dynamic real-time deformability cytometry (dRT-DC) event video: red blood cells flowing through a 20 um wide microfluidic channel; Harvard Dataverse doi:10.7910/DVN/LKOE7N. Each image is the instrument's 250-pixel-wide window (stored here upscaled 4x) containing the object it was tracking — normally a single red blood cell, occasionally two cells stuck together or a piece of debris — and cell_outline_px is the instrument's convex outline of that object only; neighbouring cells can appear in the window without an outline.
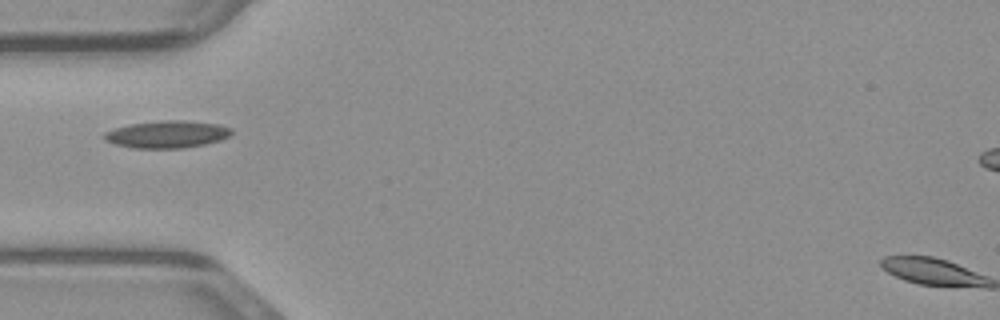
{"species": "common noctule bat (a hibernating species)", "species_latin": "Nyctalus noctula", "temperature_condition": "warm", "stored_images_in_passage": 13, "camera_frame_rate_fps": 3000, "um_per_image_px": 0.085, "animal": {"sex": "male", "body_mass_g": 23.1, "forearm_length_mm": 52.7}, "frame": {"image": 1, "passage_image": 1, "time_ms": 0.0, "image_size_px": [1000, 320], "cell_outline_px": [[232, 132], [228, 136], [220, 140], [204, 144], [180, 148], [132, 148], [116, 144], [104, 140], [100, 136], [104, 132], [128, 124], [160, 120], [184, 120], [220, 124], [232, 128]], "centroid_in_image_um": [14.16, 11.4], "position_along_channel_um": 70.8, "area_um2": 20.35}}
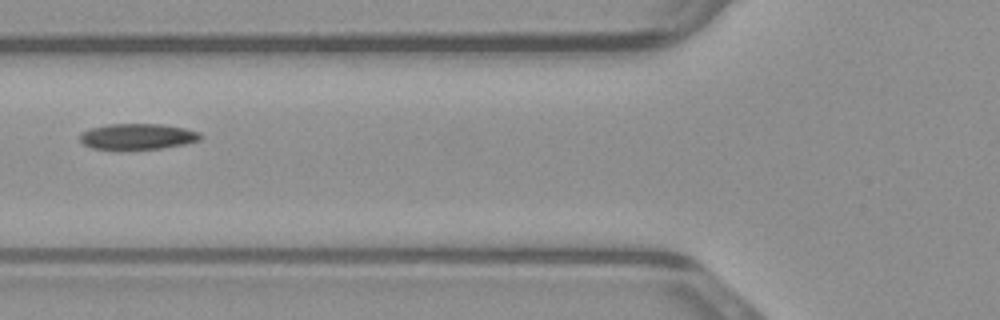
{"frame": {"image": 2, "passage_image": 4, "time_ms": 1.0, "image_size_px": [1000, 320], "cell_outline_px": [[200, 140], [184, 144], [160, 148], [92, 148], [84, 144], [80, 140], [80, 136], [84, 132], [92, 128], [108, 124], [160, 124], [184, 128], [200, 132]], "centroid_in_image_um": [11.72, 11.58], "position_along_channel_um": 114.1, "area_um2": 17.57}}